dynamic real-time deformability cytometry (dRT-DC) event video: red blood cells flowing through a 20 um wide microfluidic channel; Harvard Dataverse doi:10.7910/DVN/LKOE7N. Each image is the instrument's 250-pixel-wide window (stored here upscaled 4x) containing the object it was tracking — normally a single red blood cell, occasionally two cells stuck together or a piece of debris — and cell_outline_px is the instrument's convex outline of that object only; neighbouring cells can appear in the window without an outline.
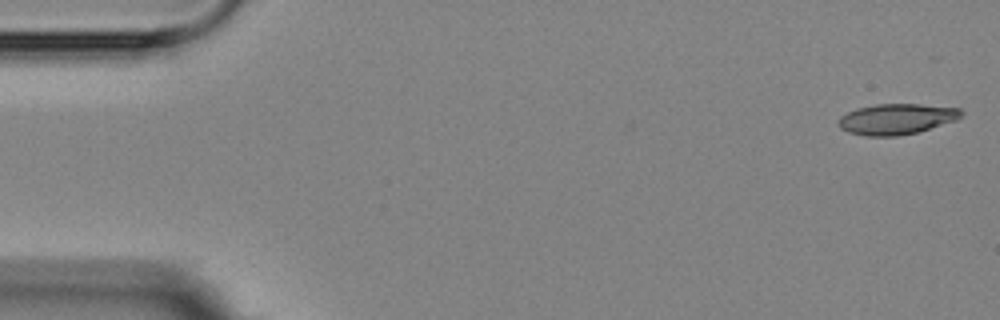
{"species": "Egyptian fruit bat (a non-hibernating species)", "species_latin": "Rousettus aegyptiacus", "temperature_condition": "room temperature", "stored_images_in_passage": 6, "camera_frame_rate_fps": 3000, "um_per_image_px": 0.085, "animal": {"sex": "female"}, "frame": {"image": 1, "passage_image": 1, "time_ms": 0.0, "image_size_px": [1000, 320], "cell_outline_px": [[964, 112], [956, 120], [916, 132], [896, 136], [864, 136], [848, 132], [840, 128], [836, 124], [840, 116], [856, 108], [876, 104], [920, 104], [960, 108]], "centroid_in_image_um": [76.16, 10.11], "position_along_channel_um": 8.8, "area_um2": 21.96}}